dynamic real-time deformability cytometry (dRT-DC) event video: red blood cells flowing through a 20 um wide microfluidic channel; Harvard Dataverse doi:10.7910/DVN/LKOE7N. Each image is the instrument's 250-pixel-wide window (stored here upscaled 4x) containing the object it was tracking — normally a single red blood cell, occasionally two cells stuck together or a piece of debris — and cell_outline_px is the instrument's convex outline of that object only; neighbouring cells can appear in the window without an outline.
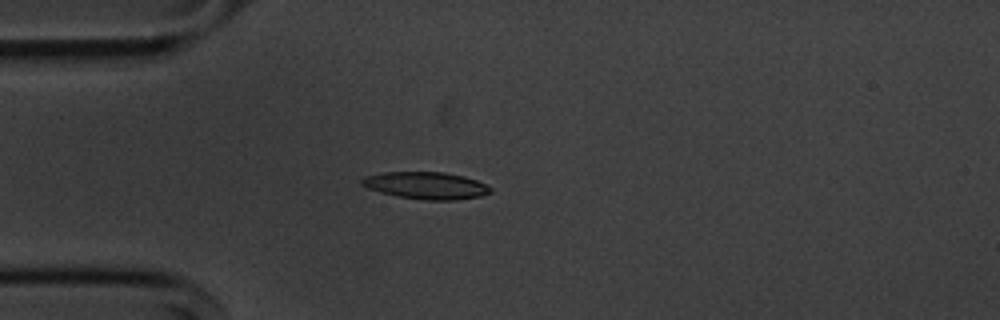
{"species": "common noctule bat (a hibernating species)", "species_latin": "Nyctalus noctula", "temperature_condition": "cold", "stored_images_in_passage": 42, "camera_frame_rate_fps": 3000, "um_per_image_px": 0.085, "animal": {"sex": "male", "body_mass_g": 20.1, "forearm_length_mm": 53.5}, "frame": {"image": 1, "passage_image": 2, "time_ms": 0.333, "image_size_px": [1000, 320], "cell_outline_px": [[492, 192], [480, 196], [452, 200], [428, 200], [400, 196], [380, 192], [368, 188], [360, 184], [360, 180], [364, 176], [384, 172], [444, 172], [464, 176], [476, 180], [492, 188]], "centroid_in_image_um": [36.2, 15.75], "position_along_channel_um": 48.8, "area_um2": 20.17}}
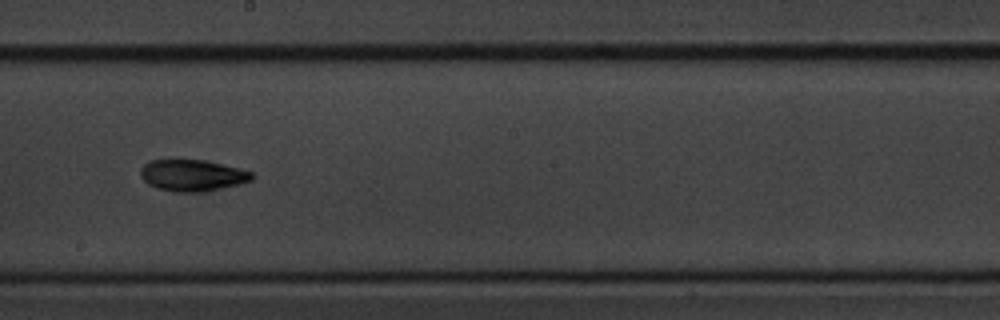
{"frame": {"image": 2, "passage_image": 18, "time_ms": 5.667, "image_size_px": [1000, 320], "cell_outline_px": [[252, 180], [240, 184], [200, 192], [172, 192], [156, 188], [148, 184], [140, 176], [140, 168], [144, 164], [152, 160], [176, 156], [204, 160], [240, 168], [252, 172]], "centroid_in_image_um": [16.28, 14.86], "position_along_channel_um": 231.9, "area_um2": 21.15}}
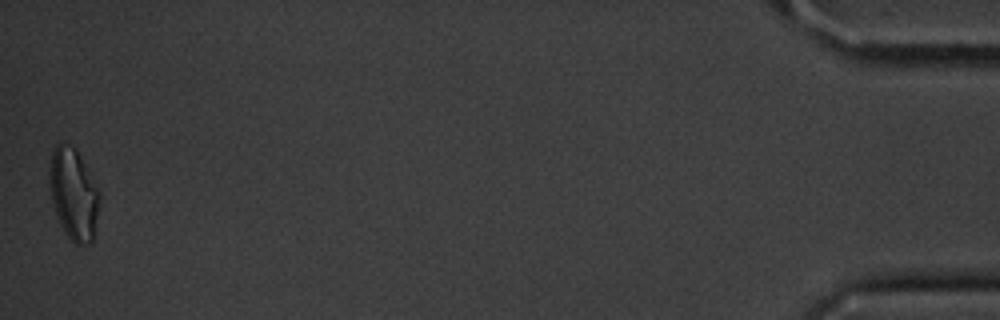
{"frame": {"image": 3, "passage_image": 42, "time_ms": 13.667, "image_size_px": [1000, 320], "cell_outline_px": [[100, 200], [92, 244], [76, 244], [64, 232], [60, 224], [52, 200], [48, 180], [48, 168], [52, 152], [56, 144], [64, 144], [76, 148], [100, 192]], "centroid_in_image_um": [6.25, 16.49], "position_along_channel_um": 429.0, "area_um2": 26.65}, "authors_computed_cell_mechanics": {"area_um2": 20.2011, "velocity_mm_per_s": 3.6385, "shape_relaxation_time_tau1_ms": 3.1491, "shape_relaxation_time_tau2_ms": 5.7324, "deformation_change_tau1": 0.1447, "deformation_change_tau2": 0.1362}}